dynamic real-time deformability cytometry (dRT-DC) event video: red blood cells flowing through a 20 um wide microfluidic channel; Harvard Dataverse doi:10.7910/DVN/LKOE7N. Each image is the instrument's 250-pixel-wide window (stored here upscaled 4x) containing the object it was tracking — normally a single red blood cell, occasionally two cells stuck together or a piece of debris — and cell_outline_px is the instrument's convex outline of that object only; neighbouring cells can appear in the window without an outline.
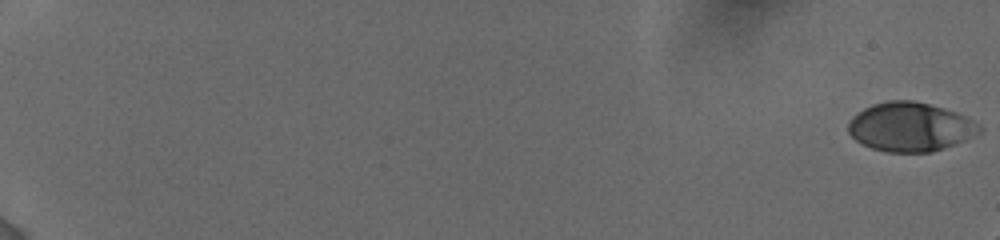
{"species": "human", "species_latin": "Homo sapiens", "temperature_condition": "cold", "stored_images_in_passage": 18, "camera_frame_rate_fps": 3000, "um_per_image_px": 0.085, "donor": {"sex": "female"}, "frame": {"image": 1, "passage_image": 1, "time_ms": 0.0, "image_size_px": [1000, 240], "cell_outline_px": [[984, 128], [980, 132], [964, 140], [944, 148], [932, 152], [888, 152], [872, 148], [856, 140], [848, 132], [848, 120], [852, 116], [864, 108], [872, 104], [888, 100], [912, 100], [944, 108], [956, 112], [980, 124]], "centroid_in_image_um": [77.36, 10.78], "position_along_channel_um": 7.6, "area_um2": 37.4}}
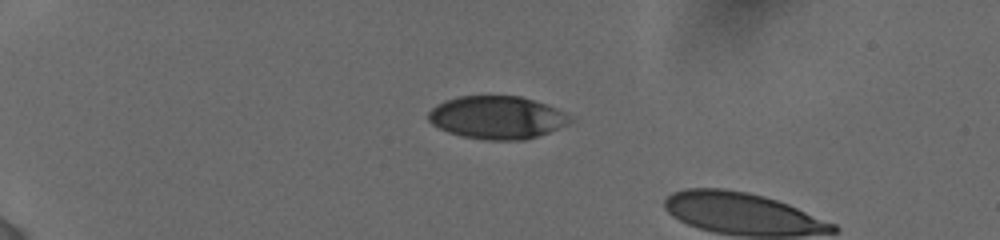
{"frame": {"image": 2, "passage_image": 16, "time_ms": 5.333, "image_size_px": [1000, 240], "cell_outline_px": [[572, 120], [568, 124], [548, 132], [524, 140], [488, 140], [460, 136], [448, 132], [432, 124], [428, 120], [428, 112], [436, 104], [444, 100], [460, 96], [520, 96], [556, 108], [572, 116]], "centroid_in_image_um": [42.22, 9.99], "position_along_channel_um": 42.8, "area_um2": 35.32}}